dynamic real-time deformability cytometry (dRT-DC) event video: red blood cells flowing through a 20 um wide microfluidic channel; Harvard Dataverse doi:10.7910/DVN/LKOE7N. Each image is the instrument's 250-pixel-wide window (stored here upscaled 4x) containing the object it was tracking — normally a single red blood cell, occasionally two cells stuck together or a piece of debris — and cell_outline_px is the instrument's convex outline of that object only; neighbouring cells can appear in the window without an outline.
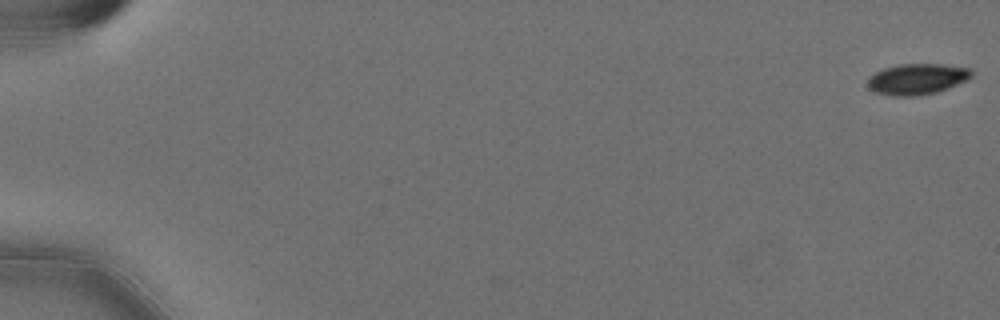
{"species": "Egyptian fruit bat (a non-hibernating species)", "species_latin": "Rousettus aegyptiacus", "temperature_condition": "cold", "stored_images_in_passage": 59, "camera_frame_rate_fps": 3000, "um_per_image_px": 0.085, "animal": {"sex": "female"}, "frame": {"image": 1, "passage_image": 1, "time_ms": 0.0, "image_size_px": [1000, 320], "cell_outline_px": [[972, 76], [948, 88], [936, 92], [916, 96], [892, 96], [872, 92], [868, 88], [868, 76], [884, 68], [900, 64], [944, 64], [972, 68]], "centroid_in_image_um": [77.91, 6.72], "position_along_channel_um": 7.1, "area_um2": 18.79}}
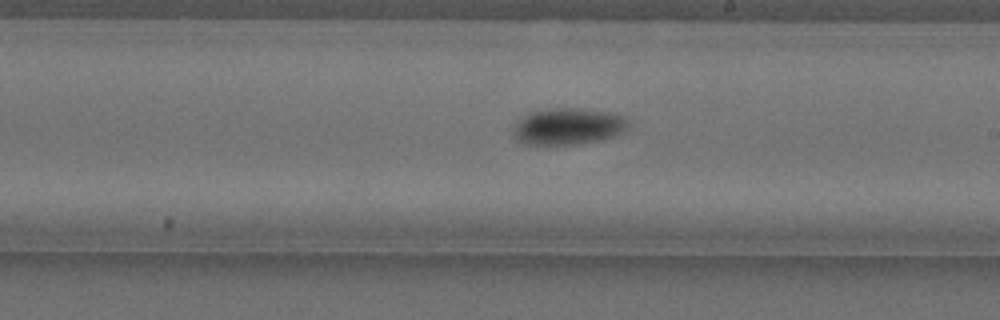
{"frame": {"image": 2, "passage_image": 35, "time_ms": 11.333, "image_size_px": [1000, 320], "cell_outline_px": [[632, 124], [620, 136], [580, 144], [524, 144], [516, 140], [512, 136], [512, 128], [524, 116], [532, 112], [552, 108], [580, 108], [604, 112], [624, 116]], "centroid_in_image_um": [48.33, 10.76], "position_along_channel_um": 240.7, "area_um2": 24.8}}
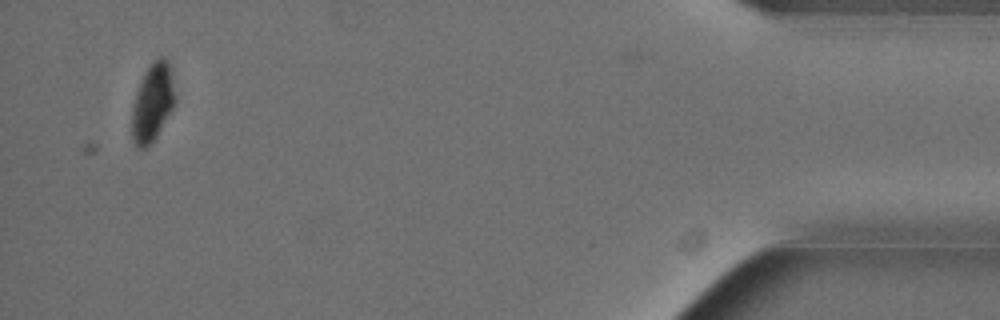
{"frame": {"image": 3, "passage_image": 56, "time_ms": 18.333, "image_size_px": [1000, 320], "cell_outline_px": [[176, 100], [172, 108], [156, 136], [144, 148], [136, 148], [132, 140], [132, 108], [136, 92], [140, 80], [152, 60], [160, 56], [164, 56], [168, 60]], "centroid_in_image_um": [12.95, 8.68], "position_along_channel_um": 422.3, "area_um2": 19.42}, "authors_computed_cell_mechanics": {"area_um2": 21.1548, "velocity_mm_per_s": 3.5825, "shape_relaxation_time_tau1_ms": 4.4439, "shape_relaxation_time_tau2_ms": null, "deformation_change_tau1": 0.1158, "deformation_change_tau2": null}}